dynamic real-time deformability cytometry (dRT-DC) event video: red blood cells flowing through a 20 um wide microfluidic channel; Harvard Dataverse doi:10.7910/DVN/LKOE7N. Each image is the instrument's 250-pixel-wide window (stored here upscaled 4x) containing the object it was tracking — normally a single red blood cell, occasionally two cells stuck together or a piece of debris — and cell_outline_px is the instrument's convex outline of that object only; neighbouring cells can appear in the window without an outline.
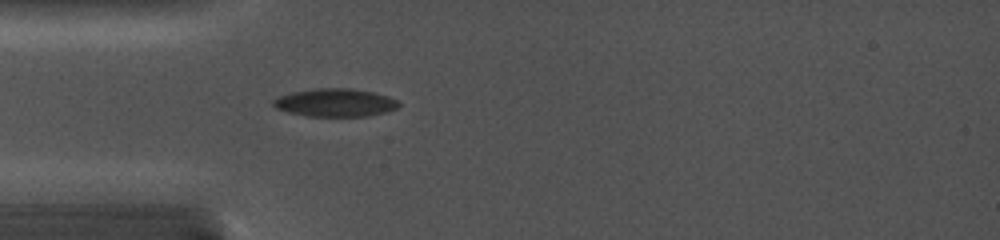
{"species": "common noctule bat (a hibernating species)", "species_latin": "Nyctalus noctula", "temperature_condition": "cold", "stored_images_in_passage": 24, "camera_frame_rate_fps": 5000, "um_per_image_px": 0.085, "animal": {"sex": "female", "body_mass_g": 19.0, "forearm_length_mm": 56.7}, "frame": {"image": 1, "passage_image": 14, "time_ms": 1.8, "image_size_px": [1000, 240], "cell_outline_px": [[400, 104], [396, 108], [388, 112], [368, 116], [304, 116], [288, 112], [276, 108], [272, 104], [272, 100], [280, 96], [292, 92], [316, 88], [352, 88], [372, 92], [388, 96], [400, 100]], "centroid_in_image_um": [28.51, 8.72], "position_along_channel_um": 56.5, "area_um2": 20.63}}
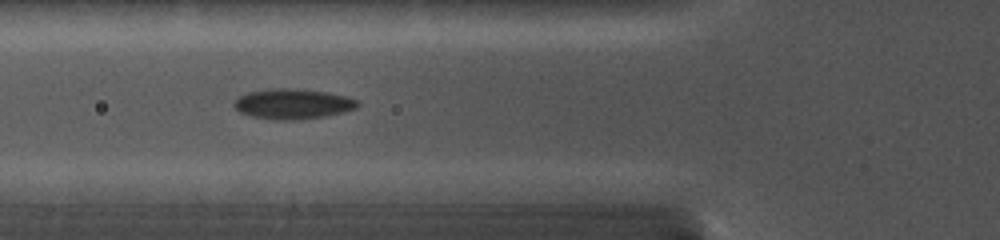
{"frame": {"image": 2, "passage_image": 23, "time_ms": 3.0, "image_size_px": [1000, 240], "cell_outline_px": [[360, 104], [356, 108], [344, 112], [324, 116], [292, 120], [272, 120], [252, 116], [240, 112], [232, 104], [240, 96], [248, 92], [268, 88], [292, 88], [328, 92], [348, 96], [360, 100]], "centroid_in_image_um": [24.92, 8.82], "position_along_channel_um": 100.9, "area_um2": 21.91}}